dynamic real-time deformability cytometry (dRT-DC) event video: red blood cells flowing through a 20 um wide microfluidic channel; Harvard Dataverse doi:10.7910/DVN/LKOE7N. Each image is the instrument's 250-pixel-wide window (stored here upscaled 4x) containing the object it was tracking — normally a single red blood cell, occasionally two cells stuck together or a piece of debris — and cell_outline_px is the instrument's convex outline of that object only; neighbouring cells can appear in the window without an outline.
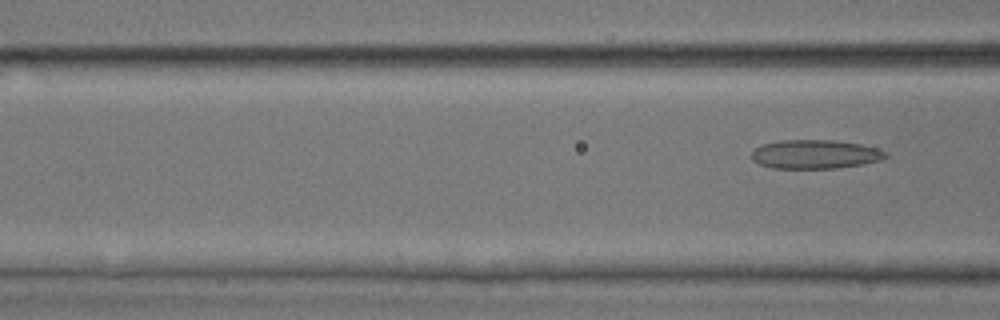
{"species": "common noctule bat (a hibernating species)", "species_latin": "Nyctalus noctula", "temperature_condition": "room temperature", "stored_images_in_passage": 5, "segment_of_instrument_passage": [2, 2], "camera_frame_rate_fps": 3000, "um_per_image_px": 0.085, "animal": {"sex": "male", "body_mass_g": 17.9, "forearm_length_mm": 54.2}, "frame": {"image": 1, "passage_image": 5, "time_ms": 5.333, "image_size_px": [1000, 320], "cell_outline_px": [[888, 156], [880, 160], [864, 164], [840, 168], [772, 168], [760, 164], [752, 160], [752, 152], [756, 148], [764, 144], [780, 140], [836, 140], [860, 144], [876, 148], [888, 152]], "centroid_in_image_um": [69.32, 13.11], "position_along_channel_um": 97.3, "area_um2": 22.6}}